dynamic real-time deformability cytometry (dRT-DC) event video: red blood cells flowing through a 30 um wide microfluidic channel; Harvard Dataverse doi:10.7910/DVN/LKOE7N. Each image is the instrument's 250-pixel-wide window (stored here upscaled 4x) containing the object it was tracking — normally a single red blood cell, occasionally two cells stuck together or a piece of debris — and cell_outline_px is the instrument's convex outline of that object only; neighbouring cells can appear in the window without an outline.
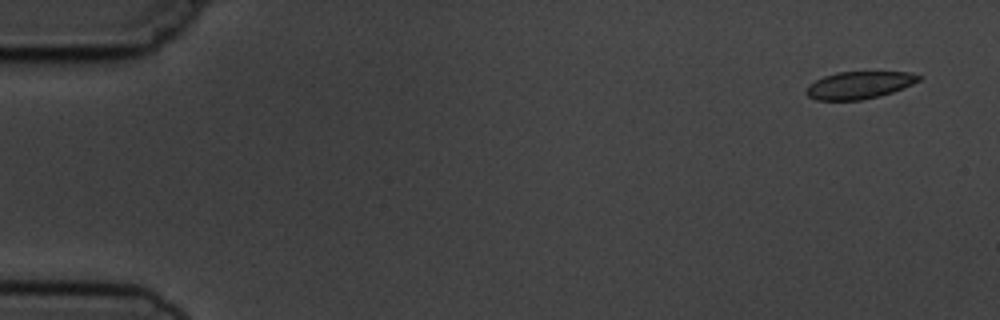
{"species": "common noctule bat (a hibernating species)", "species_latin": "Nyctalus noctula", "temperature_condition": "cold", "stored_images_in_passage": 6, "camera_frame_rate_fps": 3000, "um_per_image_px": 0.085, "animal": {"sex": "male", "body_mass_g": 19.5, "forearm_length_mm": 54.6}, "frame": {"image": 1, "passage_image": 1, "time_ms": 0.0, "image_size_px": [1000, 320], "cell_outline_px": [[920, 80], [912, 84], [892, 92], [880, 96], [860, 100], [816, 100], [808, 96], [804, 92], [808, 84], [824, 76], [836, 72], [908, 72], [920, 76]], "centroid_in_image_um": [72.98, 7.24], "position_along_channel_um": 12.0, "area_um2": 17.86}}
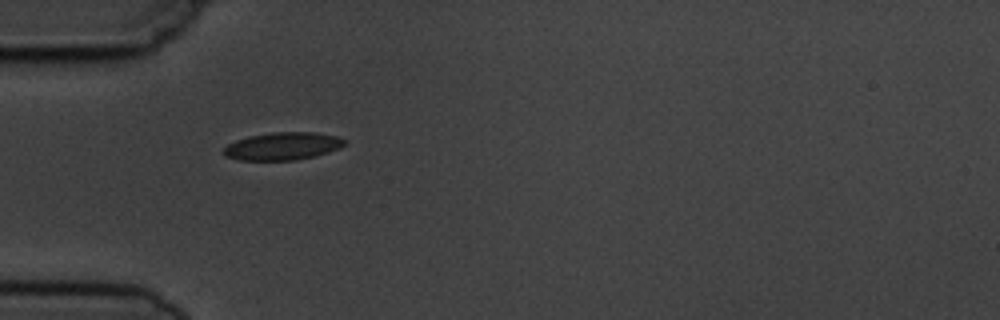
{"frame": {"image": 2, "passage_image": 5, "time_ms": 4.667, "image_size_px": [1000, 320], "cell_outline_px": [[344, 144], [340, 148], [328, 152], [296, 160], [240, 160], [224, 156], [224, 148], [228, 144], [236, 140], [248, 136], [272, 132], [316, 132], [336, 136], [344, 140]], "centroid_in_image_um": [24.0, 12.42], "position_along_channel_um": 61.0, "area_um2": 19.36}}
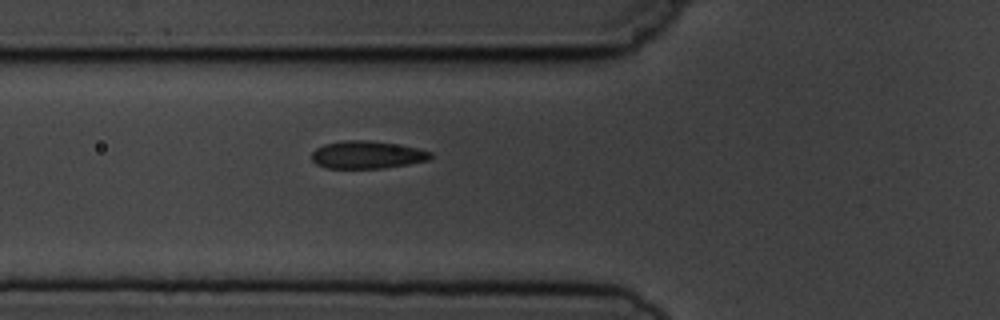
{"frame": {"image": 3, "passage_image": 6, "time_ms": 5.667, "image_size_px": [1000, 320], "cell_outline_px": [[432, 156], [428, 160], [408, 164], [384, 168], [324, 168], [316, 164], [312, 160], [312, 152], [316, 148], [324, 144], [340, 140], [368, 140], [396, 144], [420, 148], [432, 152]], "centroid_in_image_um": [31.19, 13.15], "position_along_channel_um": 94.6, "area_um2": 19.31}}